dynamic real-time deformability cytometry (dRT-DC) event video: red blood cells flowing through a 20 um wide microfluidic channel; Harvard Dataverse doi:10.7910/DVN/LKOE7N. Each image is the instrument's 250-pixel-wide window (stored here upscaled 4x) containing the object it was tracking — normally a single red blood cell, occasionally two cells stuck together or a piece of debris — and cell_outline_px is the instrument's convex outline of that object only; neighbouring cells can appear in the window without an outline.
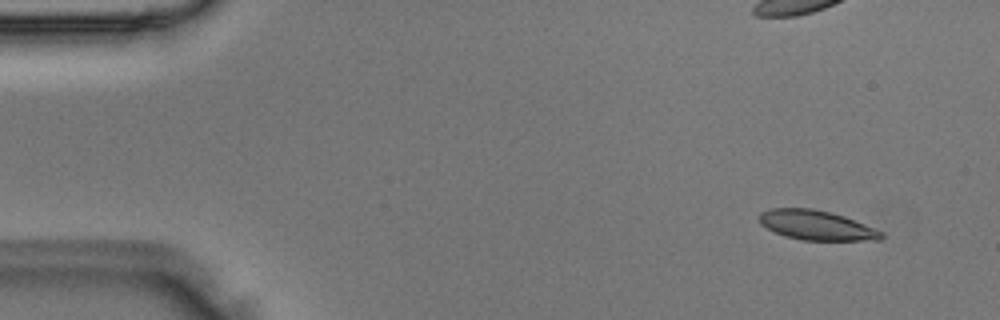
{"species": "Egyptian fruit bat (a non-hibernating species)", "species_latin": "Rousettus aegyptiacus", "temperature_condition": "room temperature", "stored_images_in_passage": 6, "camera_frame_rate_fps": 3000, "um_per_image_px": 0.085, "animal": {"sex": "male"}, "frame": {"image": 1, "passage_image": 1, "time_ms": 0.0, "image_size_px": [1000, 320], "cell_outline_px": [[884, 236], [880, 240], [800, 240], [784, 236], [760, 224], [760, 212], [772, 208], [812, 208], [832, 212], [844, 216], [884, 232]], "centroid_in_image_um": [69.41, 19.14], "position_along_channel_um": 15.6, "area_um2": 21.04}}